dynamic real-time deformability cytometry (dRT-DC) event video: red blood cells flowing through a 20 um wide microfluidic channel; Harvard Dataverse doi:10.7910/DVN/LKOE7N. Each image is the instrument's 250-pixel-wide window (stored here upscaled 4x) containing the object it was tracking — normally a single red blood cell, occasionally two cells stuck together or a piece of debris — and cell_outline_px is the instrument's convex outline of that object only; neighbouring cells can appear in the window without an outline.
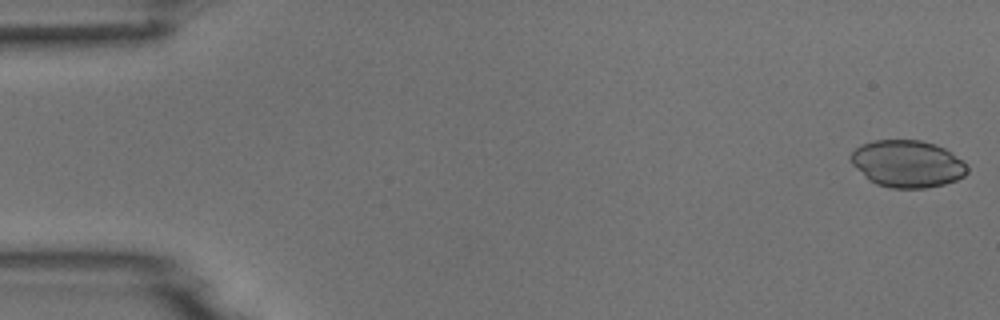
{"species": "common noctule bat (a hibernating species)", "species_latin": "Nyctalus noctula", "temperature_condition": "room temperature", "stored_images_in_passage": 53, "camera_frame_rate_fps": 3000, "um_per_image_px": 0.085, "animal": {"sex": "male", "body_mass_g": 18.8}, "frame": {"image": 1, "passage_image": 1, "time_ms": 0.0, "image_size_px": [1000, 320], "cell_outline_px": [[968, 172], [964, 176], [956, 180], [944, 184], [924, 188], [892, 188], [876, 184], [868, 180], [852, 164], [848, 156], [860, 144], [876, 140], [920, 140], [936, 144], [944, 148], [964, 160], [968, 168]], "centroid_in_image_um": [77.12, 13.92], "position_along_channel_um": 7.9, "area_um2": 32.19}}
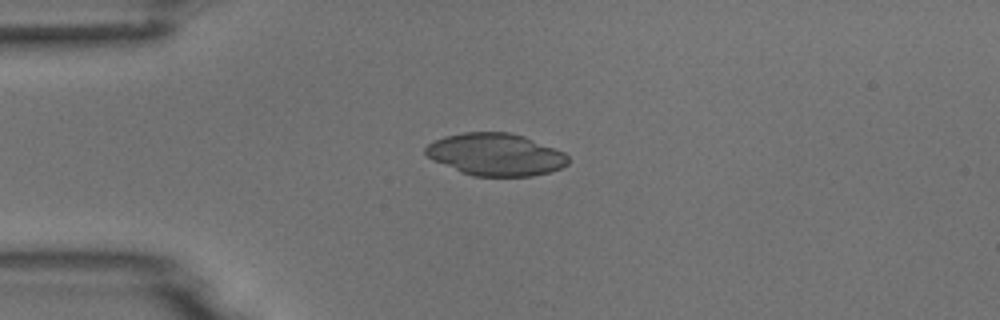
{"frame": {"image": 2, "passage_image": 13, "time_ms": 4.0, "image_size_px": [1000, 320], "cell_outline_px": [[568, 164], [560, 168], [548, 172], [532, 176], [472, 176], [460, 172], [432, 160], [424, 152], [424, 148], [428, 144], [444, 136], [464, 132], [508, 132], [524, 136], [564, 152], [568, 156]], "centroid_in_image_um": [42.1, 13.13], "position_along_channel_um": 42.9, "area_um2": 35.14}}
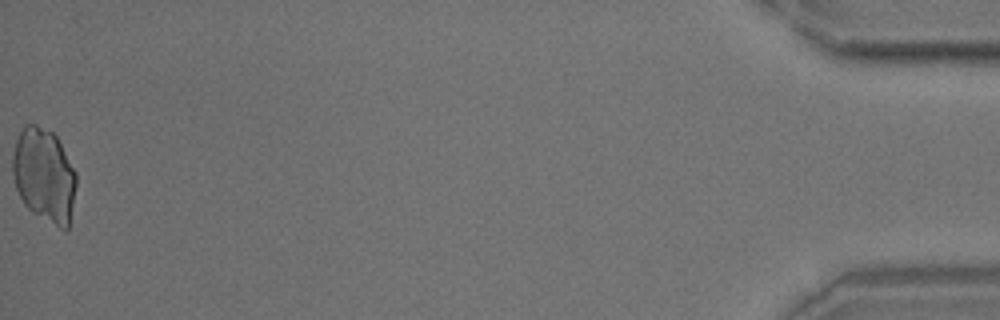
{"frame": {"image": 3, "passage_image": 53, "time_ms": 17.333, "image_size_px": [1000, 320], "cell_outline_px": [[76, 184], [68, 232], [64, 232], [32, 212], [24, 204], [16, 188], [12, 172], [12, 156], [16, 140], [24, 124], [36, 124], [52, 132], [56, 136], [76, 172]], "centroid_in_image_um": [3.75, 14.92], "position_along_channel_um": 431.4, "area_um2": 35.03}}